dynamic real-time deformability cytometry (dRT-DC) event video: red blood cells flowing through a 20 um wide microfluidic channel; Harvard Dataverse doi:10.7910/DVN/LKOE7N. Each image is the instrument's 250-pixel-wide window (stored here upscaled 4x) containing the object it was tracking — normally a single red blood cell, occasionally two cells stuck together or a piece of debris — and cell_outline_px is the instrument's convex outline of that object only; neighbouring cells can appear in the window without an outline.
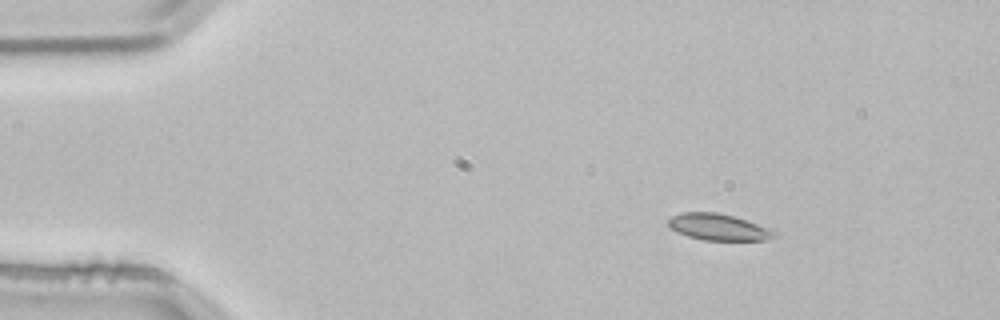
{"species": "common noctule bat (a hibernating species)", "species_latin": "Nyctalus noctula", "temperature_condition": "room temperature", "stored_images_in_passage": 3, "camera_frame_rate_fps": 3000, "um_per_image_px": 0.085, "animal": {"sex": "male", "body_mass_g": 21.5, "forearm_length_mm": 52.0}, "frame": {"image": 1, "passage_image": 1, "time_ms": 0.0, "image_size_px": [1000, 320], "cell_outline_px": [[776, 236], [764, 240], [704, 240], [688, 236], [676, 232], [668, 224], [668, 220], [672, 216], [680, 212], [716, 212], [732, 216], [768, 228], [776, 232]], "centroid_in_image_um": [61.02, 19.3], "position_along_channel_um": 24.0, "area_um2": 16.07}}
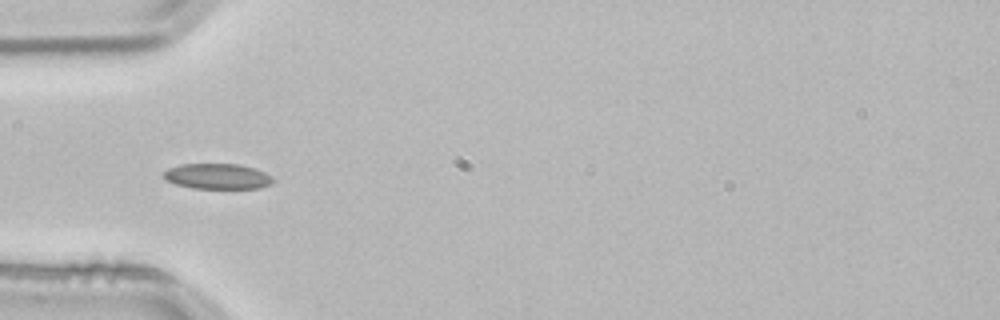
{"frame": {"image": 2, "passage_image": 3, "time_ms": 0.667, "image_size_px": [1000, 320], "cell_outline_px": [[272, 184], [260, 188], [192, 188], [176, 184], [164, 180], [164, 172], [168, 168], [180, 164], [240, 164], [264, 172], [272, 176]], "centroid_in_image_um": [18.46, 14.99], "position_along_channel_um": 66.5, "area_um2": 16.18}}